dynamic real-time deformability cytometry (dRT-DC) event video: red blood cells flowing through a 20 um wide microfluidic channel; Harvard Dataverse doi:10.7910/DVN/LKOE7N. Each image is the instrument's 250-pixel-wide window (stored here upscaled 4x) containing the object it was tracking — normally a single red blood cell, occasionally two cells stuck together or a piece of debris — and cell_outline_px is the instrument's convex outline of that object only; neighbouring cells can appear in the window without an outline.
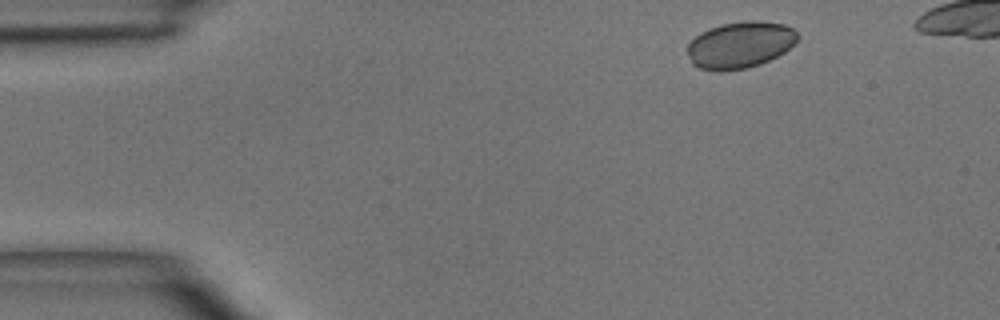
{"species": "common noctule bat (a hibernating species)", "species_latin": "Nyctalus noctula", "temperature_condition": "room temperature", "stored_images_in_passage": 4, "camera_frame_rate_fps": 3000, "um_per_image_px": 0.085, "animal": {"sex": "male", "body_mass_g": 15.6}, "frame": {"image": 1, "passage_image": 1, "time_ms": 0.0, "image_size_px": [1000, 320], "cell_outline_px": [[800, 36], [796, 44], [784, 52], [760, 64], [748, 68], [720, 72], [716, 72], [700, 68], [692, 64], [688, 52], [688, 44], [700, 32], [708, 28], [720, 24], [744, 20], [756, 20], [784, 24], [792, 28]], "centroid_in_image_um": [62.92, 3.81], "position_along_channel_um": 22.1, "area_um2": 30.29}}